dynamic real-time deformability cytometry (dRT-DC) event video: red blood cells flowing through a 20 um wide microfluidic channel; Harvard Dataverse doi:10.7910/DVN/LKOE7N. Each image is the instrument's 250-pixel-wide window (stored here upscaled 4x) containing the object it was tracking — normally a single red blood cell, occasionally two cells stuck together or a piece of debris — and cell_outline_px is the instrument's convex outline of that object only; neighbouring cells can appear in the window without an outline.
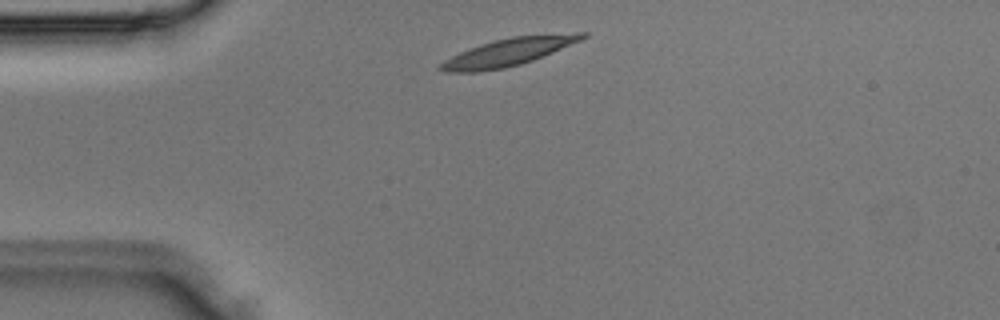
{"species": "Egyptian fruit bat (a non-hibernating species)", "species_latin": "Rousettus aegyptiacus", "temperature_condition": "room temperature", "stored_images_in_passage": 2, "camera_frame_rate_fps": 3000, "um_per_image_px": 0.085, "animal": {"sex": "male"}, "frame": {"image": 1, "passage_image": 1, "time_ms": 0.0, "image_size_px": [1000, 320], "cell_outline_px": [[588, 36], [580, 40], [552, 52], [532, 60], [520, 64], [504, 68], [480, 72], [444, 72], [436, 68], [444, 60], [468, 48], [480, 44], [512, 36], [576, 32], [588, 32]], "centroid_in_image_um": [43.19, 4.42], "position_along_channel_um": 41.8, "area_um2": 22.72}}